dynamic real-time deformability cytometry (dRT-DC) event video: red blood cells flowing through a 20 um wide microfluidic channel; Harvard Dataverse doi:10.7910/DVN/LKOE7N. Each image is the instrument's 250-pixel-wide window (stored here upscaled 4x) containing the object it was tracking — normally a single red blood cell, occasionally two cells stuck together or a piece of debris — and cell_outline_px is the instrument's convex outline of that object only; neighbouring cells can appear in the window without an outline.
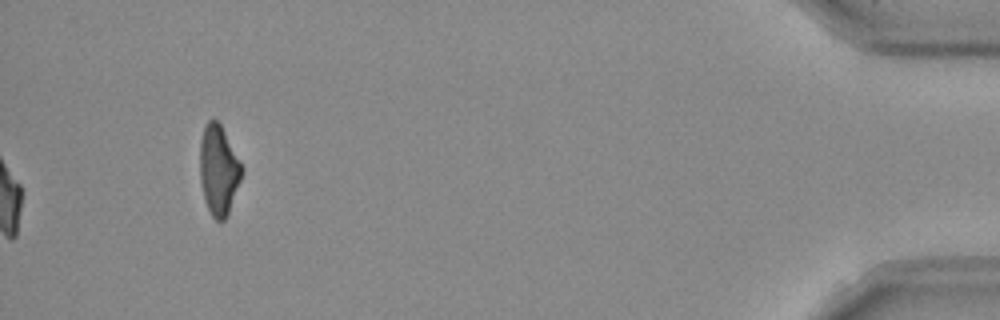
{"species": "Egyptian fruit bat (a non-hibernating species)", "species_latin": "Rousettus aegyptiacus", "temperature_condition": "room temperature", "stored_images_in_passage": 38, "camera_frame_rate_fps": 3000, "um_per_image_px": 0.085, "frame": {"image": 1, "passage_image": 38, "time_ms": 12.333, "image_size_px": [1000, 320], "cell_outline_px": [[244, 168], [240, 180], [228, 212], [224, 220], [216, 220], [212, 216], [204, 200], [200, 180], [200, 140], [204, 128], [208, 120], [216, 120], [220, 124]], "centroid_in_image_um": [18.57, 14.45], "position_along_channel_um": 416.6, "area_um2": 21.56}, "authors_computed_cell_mechanics": {"area_um2": 20.2011, "velocity_mm_per_s": 3.9637, "shape_relaxation_time_tau1_ms": null, "shape_relaxation_time_tau2_ms": 3.4225, "deformation_change_tau1": null, "deformation_change_tau2": 0.1004}}